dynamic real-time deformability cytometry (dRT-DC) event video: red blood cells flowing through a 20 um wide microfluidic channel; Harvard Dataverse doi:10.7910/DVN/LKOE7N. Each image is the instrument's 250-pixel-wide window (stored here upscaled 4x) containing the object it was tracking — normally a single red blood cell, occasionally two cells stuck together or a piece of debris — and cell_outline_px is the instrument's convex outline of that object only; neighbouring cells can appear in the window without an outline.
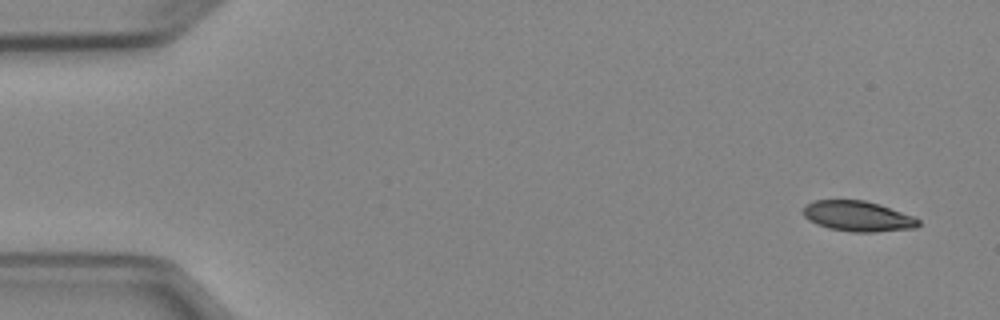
{"species": "Egyptian fruit bat (a non-hibernating species)", "species_latin": "Rousettus aegyptiacus", "temperature_condition": "cold", "stored_images_in_passage": 7, "camera_frame_rate_fps": 3000, "um_per_image_px": 0.085, "animal": {"sex": "female"}, "frame": {"image": 1, "passage_image": 1, "time_ms": 0.0, "image_size_px": [1000, 320], "cell_outline_px": [[920, 224], [916, 228], [876, 232], [852, 232], [828, 228], [816, 224], [808, 220], [804, 216], [804, 204], [812, 200], [864, 200], [880, 204], [916, 216], [920, 220]], "centroid_in_image_um": [72.94, 18.37], "position_along_channel_um": 12.1, "area_um2": 20.75}}
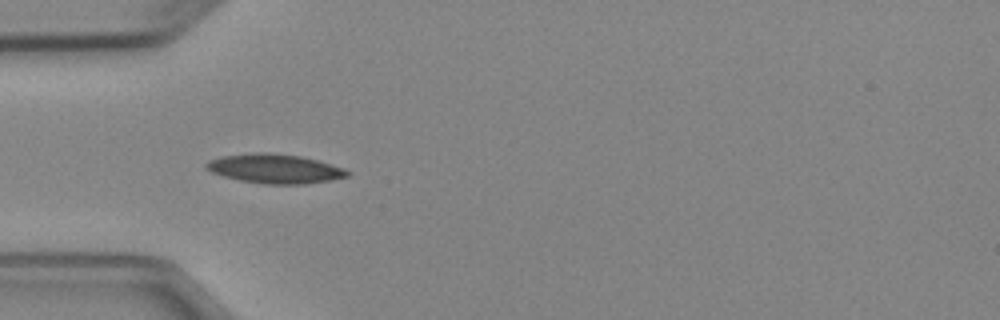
{"frame": {"image": 2, "passage_image": 4, "time_ms": 4.333, "image_size_px": [1000, 320], "cell_outline_px": [[352, 172], [348, 176], [332, 180], [304, 184], [264, 184], [240, 180], [224, 176], [212, 172], [204, 168], [204, 164], [208, 160], [220, 156], [252, 152], [264, 152], [300, 156], [316, 160], [344, 168]], "centroid_in_image_um": [23.34, 14.33], "position_along_channel_um": 61.7, "area_um2": 24.16}}
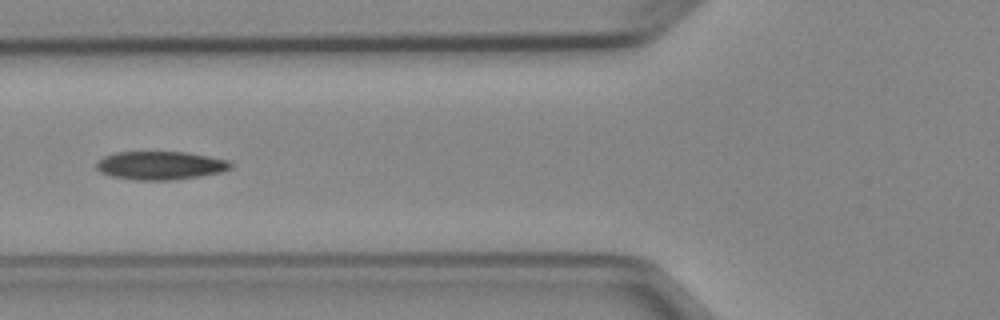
{"frame": {"image": 3, "passage_image": 5, "time_ms": 5.667, "image_size_px": [1000, 320], "cell_outline_px": [[232, 168], [220, 172], [200, 176], [172, 180], [132, 180], [112, 176], [100, 172], [96, 168], [96, 160], [104, 156], [116, 152], [188, 152], [228, 160], [232, 164]], "centroid_in_image_um": [13.6, 14.06], "position_along_channel_um": 112.2, "area_um2": 22.31}}